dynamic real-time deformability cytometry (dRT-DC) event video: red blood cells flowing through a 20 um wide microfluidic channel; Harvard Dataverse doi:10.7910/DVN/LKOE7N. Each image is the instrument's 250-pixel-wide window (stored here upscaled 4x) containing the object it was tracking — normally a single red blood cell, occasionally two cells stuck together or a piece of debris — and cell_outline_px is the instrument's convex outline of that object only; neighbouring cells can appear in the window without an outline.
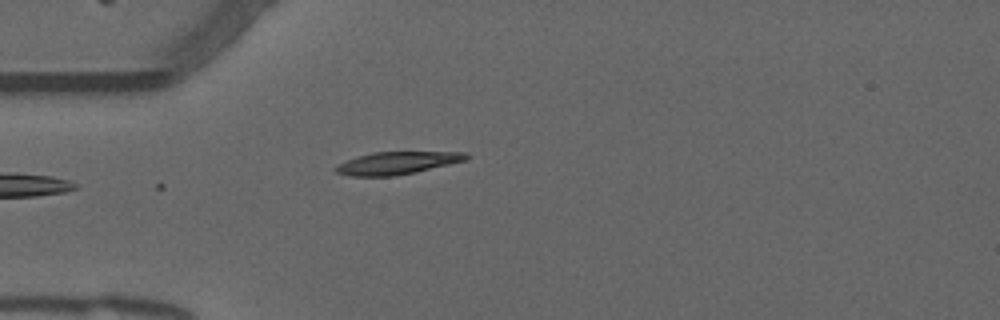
{"species": "common noctule bat (a hibernating species)", "species_latin": "Nyctalus noctula", "temperature_condition": "warm", "stored_images_in_passage": 12, "camera_frame_rate_fps": 3000, "um_per_image_px": 0.085, "animal": {"sex": "male", "forearm_length_mm": 52.5}, "frame": {"image": 1, "passage_image": 1, "time_ms": 0.0, "image_size_px": [1000, 320], "cell_outline_px": [[472, 156], [468, 160], [416, 172], [396, 176], [352, 176], [336, 172], [332, 168], [348, 160], [372, 152], [468, 152]], "centroid_in_image_um": [33.84, 13.85], "position_along_channel_um": 51.2, "area_um2": 17.17}}